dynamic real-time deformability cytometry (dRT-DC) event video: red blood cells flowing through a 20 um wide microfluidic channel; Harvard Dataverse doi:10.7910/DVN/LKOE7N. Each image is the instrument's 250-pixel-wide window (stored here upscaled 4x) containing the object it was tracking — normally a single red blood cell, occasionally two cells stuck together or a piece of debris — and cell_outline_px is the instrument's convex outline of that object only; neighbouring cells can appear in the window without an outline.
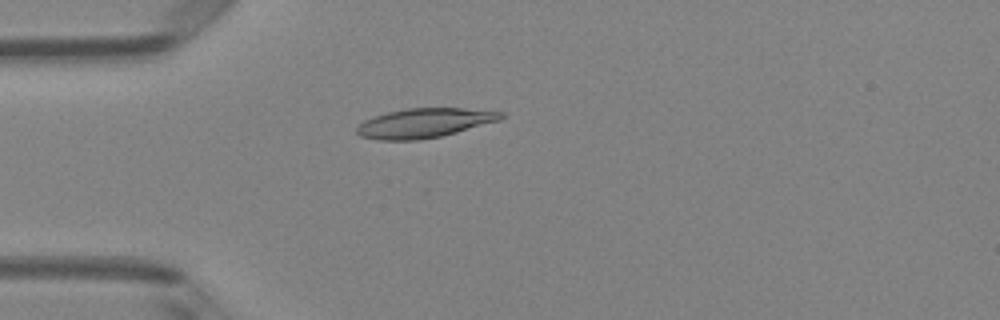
{"species": "Egyptian fruit bat (a non-hibernating species)", "species_latin": "Rousettus aegyptiacus", "temperature_condition": "room temperature", "stored_images_in_passage": 4, "camera_frame_rate_fps": 3000, "um_per_image_px": 0.085, "animal": {"sex": "female"}, "frame": {"image": 1, "passage_image": 3, "time_ms": 0.667, "image_size_px": [1000, 320], "cell_outline_px": [[504, 116], [500, 120], [456, 132], [440, 136], [420, 140], [380, 140], [360, 136], [356, 132], [356, 128], [364, 120], [388, 112], [408, 108], [464, 108], [504, 112]], "centroid_in_image_um": [36.07, 10.45], "position_along_channel_um": 48.9, "area_um2": 24.51}}